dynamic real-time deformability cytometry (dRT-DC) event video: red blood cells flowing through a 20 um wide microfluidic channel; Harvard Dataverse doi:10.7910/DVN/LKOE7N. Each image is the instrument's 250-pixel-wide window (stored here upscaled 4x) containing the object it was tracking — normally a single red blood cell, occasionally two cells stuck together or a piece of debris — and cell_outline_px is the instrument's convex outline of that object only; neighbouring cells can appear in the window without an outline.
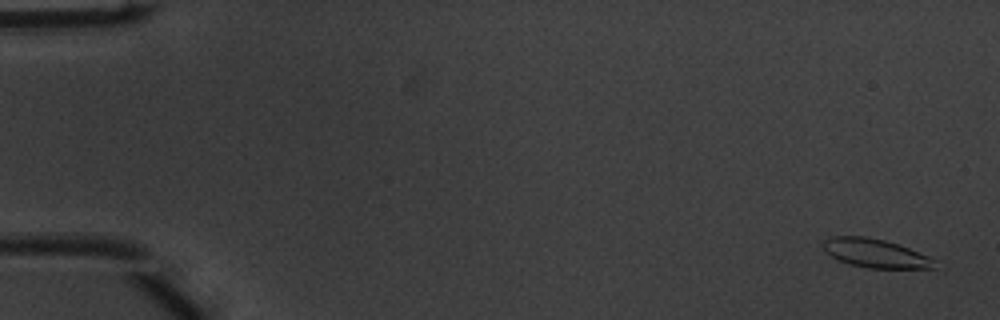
{"species": "common noctule bat (a hibernating species)", "species_latin": "Nyctalus noctula", "temperature_condition": "warm", "stored_images_in_passage": 16, "camera_frame_rate_fps": 3000, "um_per_image_px": 0.085, "animal": {"sex": "male", "body_mass_g": 20.1, "forearm_length_mm": 53.5}, "frame": {"image": 1, "passage_image": 3, "time_ms": 0.667, "image_size_px": [1000, 320], "cell_outline_px": [[936, 268], [868, 268], [848, 264], [824, 252], [824, 240], [832, 236], [864, 236], [884, 240], [900, 244], [928, 256], [936, 260]], "centroid_in_image_um": [74.42, 21.53], "position_along_channel_um": 10.6, "area_um2": 18.67}}